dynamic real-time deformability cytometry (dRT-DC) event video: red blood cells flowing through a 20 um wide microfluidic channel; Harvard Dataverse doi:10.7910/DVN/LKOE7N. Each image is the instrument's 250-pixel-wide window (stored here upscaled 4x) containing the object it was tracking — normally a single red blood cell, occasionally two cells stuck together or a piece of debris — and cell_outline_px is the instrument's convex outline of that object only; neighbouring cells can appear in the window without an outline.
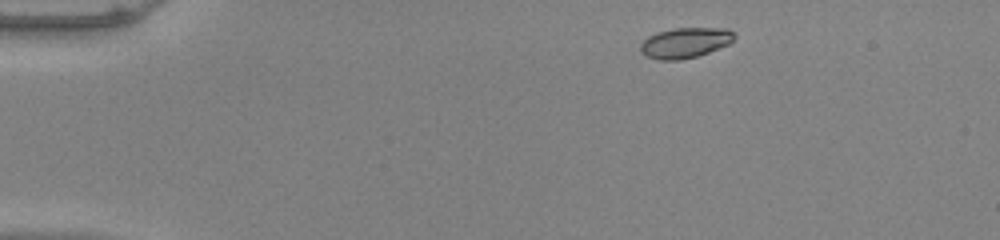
{"species": "common noctule bat (a hibernating species)", "species_latin": "Nyctalus noctula", "temperature_condition": "warm", "stored_images_in_passage": 45, "camera_frame_rate_fps": 3000, "um_per_image_px": 0.085, "animal": {"sex": "male", "body_mass_g": 20.0, "forearm_length_mm": 53.3}, "frame": {"image": 1, "passage_image": 1, "time_ms": 0.0, "image_size_px": [1000, 240], "cell_outline_px": [[736, 36], [728, 44], [708, 52], [696, 56], [680, 60], [660, 60], [648, 56], [640, 52], [640, 44], [648, 36], [656, 32], [672, 28], [728, 28]], "centroid_in_image_um": [58.21, 3.62], "position_along_channel_um": 26.8, "area_um2": 16.53}}
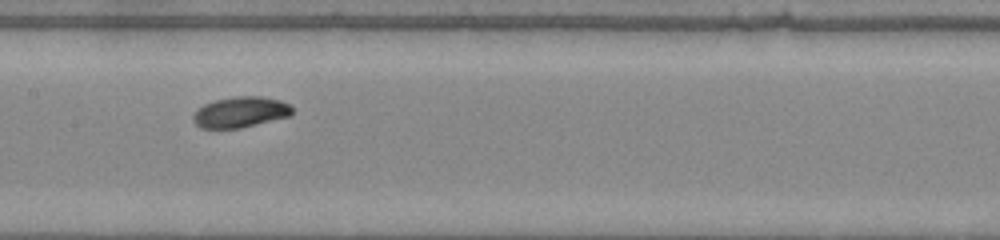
{"frame": {"image": 2, "passage_image": 20, "time_ms": 6.333, "image_size_px": [1000, 240], "cell_outline_px": [[292, 112], [288, 116], [240, 128], [200, 128], [192, 120], [192, 116], [204, 104], [216, 100], [236, 96], [260, 96], [280, 100], [288, 104], [292, 108]], "centroid_in_image_um": [20.42, 9.53], "position_along_channel_um": 187.0, "area_um2": 17.46}}
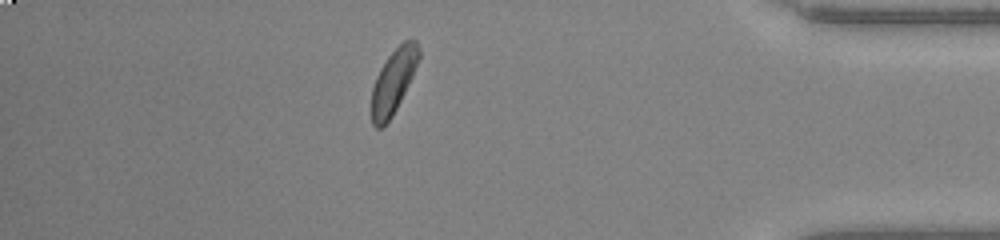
{"frame": {"image": 3, "passage_image": 39, "time_ms": 12.667, "image_size_px": [1000, 240], "cell_outline_px": [[420, 56], [412, 76], [392, 116], [380, 128], [376, 128], [372, 124], [372, 88], [376, 76], [380, 68], [388, 56], [404, 40], [416, 40], [420, 52]], "centroid_in_image_um": [33.43, 6.89], "position_along_channel_um": 401.8, "area_um2": 17.22}, "authors_computed_cell_mechanics": {"area_um2": 17.3978, "velocity_mm_per_s": 3.9336, "shape_relaxation_time_tau1_ms": 1.7459, "shape_relaxation_time_tau2_ms": null, "deformation_change_tau1": 0.1151, "deformation_change_tau2": null}}